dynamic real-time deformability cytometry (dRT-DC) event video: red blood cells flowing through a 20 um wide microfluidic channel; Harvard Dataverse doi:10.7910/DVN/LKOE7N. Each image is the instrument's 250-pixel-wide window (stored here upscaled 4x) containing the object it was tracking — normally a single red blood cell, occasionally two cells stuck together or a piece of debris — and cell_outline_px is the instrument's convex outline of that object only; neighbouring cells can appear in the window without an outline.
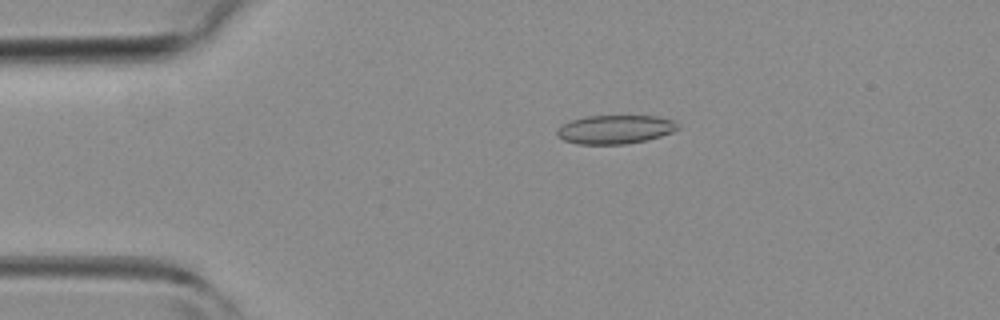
{"species": "common noctule bat (a hibernating species)", "species_latin": "Nyctalus noctula", "temperature_condition": "room temperature", "stored_images_in_passage": 4, "camera_frame_rate_fps": 3000, "um_per_image_px": 0.085, "animal": {"sex": "female", "body_mass_g": 19.3, "forearm_length_mm": 54.1}, "frame": {"image": 1, "passage_image": 3, "time_ms": 2.0, "image_size_px": [1000, 320], "cell_outline_px": [[680, 128], [672, 132], [648, 140], [624, 144], [576, 144], [564, 140], [556, 136], [556, 128], [572, 120], [588, 116], [656, 116], [676, 120], [680, 124]], "centroid_in_image_um": [52.32, 11.0], "position_along_channel_um": 32.7, "area_um2": 20.4}}